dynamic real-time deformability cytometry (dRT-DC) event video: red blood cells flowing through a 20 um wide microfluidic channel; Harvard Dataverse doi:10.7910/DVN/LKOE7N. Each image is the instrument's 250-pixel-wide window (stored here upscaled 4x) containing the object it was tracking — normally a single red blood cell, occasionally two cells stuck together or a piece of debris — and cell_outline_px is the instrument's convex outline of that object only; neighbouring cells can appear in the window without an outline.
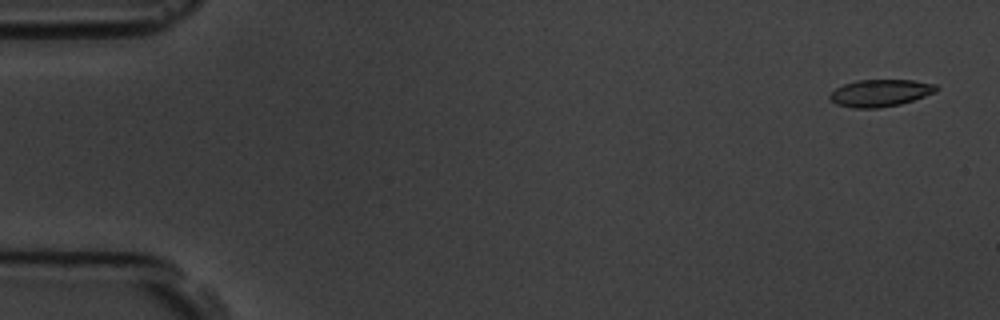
{"species": "common noctule bat (a hibernating species)", "species_latin": "Nyctalus noctula", "temperature_condition": "room temperature", "stored_images_in_passage": 6, "camera_frame_rate_fps": 3000, "um_per_image_px": 0.085, "animal": {"sex": "male", "body_mass_g": 19.5, "forearm_length_mm": 54.6}, "frame": {"image": 1, "passage_image": 1, "time_ms": 0.0, "image_size_px": [1000, 320], "cell_outline_px": [[940, 88], [936, 92], [900, 104], [880, 108], [852, 108], [836, 104], [828, 96], [836, 88], [844, 84], [856, 80], [912, 80], [936, 84]], "centroid_in_image_um": [74.83, 7.9], "position_along_channel_um": 10.2, "area_um2": 16.82}}
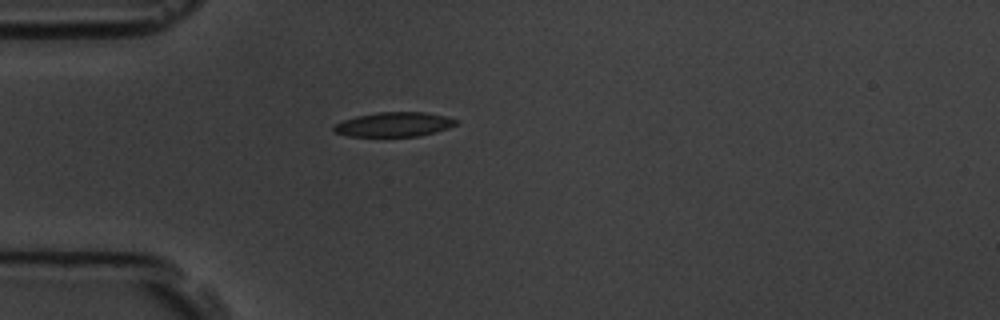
{"frame": {"image": 2, "passage_image": 4, "time_ms": 4.333, "image_size_px": [1000, 320], "cell_outline_px": [[460, 120], [456, 124], [448, 128], [436, 132], [420, 136], [348, 136], [332, 132], [332, 124], [356, 116], [376, 112], [424, 112], [444, 116]], "centroid_in_image_um": [33.45, 10.58], "position_along_channel_um": 51.5, "area_um2": 17.57}}
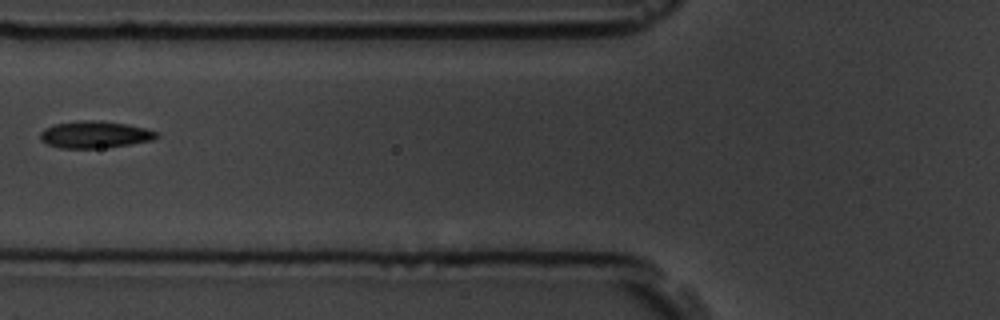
{"frame": {"image": 3, "passage_image": 6, "time_ms": 6.333, "image_size_px": [1000, 320], "cell_outline_px": [[160, 136], [152, 140], [132, 144], [108, 148], [60, 148], [48, 144], [40, 140], [40, 132], [44, 128], [56, 124], [84, 120], [92, 120], [128, 124], [160, 132]], "centroid_in_image_um": [8.09, 11.45], "position_along_channel_um": 117.7, "area_um2": 18.38}}